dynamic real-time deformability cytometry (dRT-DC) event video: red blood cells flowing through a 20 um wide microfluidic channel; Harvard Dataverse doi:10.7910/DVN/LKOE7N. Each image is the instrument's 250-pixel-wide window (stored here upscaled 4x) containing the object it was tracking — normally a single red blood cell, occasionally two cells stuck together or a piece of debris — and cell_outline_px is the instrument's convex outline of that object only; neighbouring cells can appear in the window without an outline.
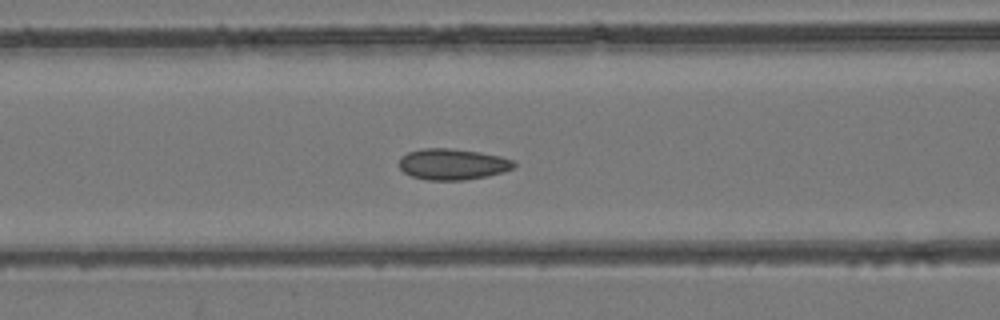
{"species": "common noctule bat (a hibernating species)", "species_latin": "Nyctalus noctula", "temperature_condition": "room temperature", "stored_images_in_passage": 49, "camera_frame_rate_fps": 3000, "um_per_image_px": 0.085, "animal": {"sex": "female", "body_mass_g": 24.6, "forearm_length_mm": 56.2}, "frame": {"image": 1, "passage_image": 21, "time_ms": 6.667, "image_size_px": [1000, 320], "cell_outline_px": [[516, 164], [512, 168], [504, 172], [488, 176], [464, 180], [428, 180], [412, 176], [404, 172], [400, 168], [400, 156], [408, 152], [420, 148], [448, 148], [476, 152], [500, 156], [512, 160]], "centroid_in_image_um": [38.45, 13.96], "position_along_channel_um": 128.2, "area_um2": 20.69}}
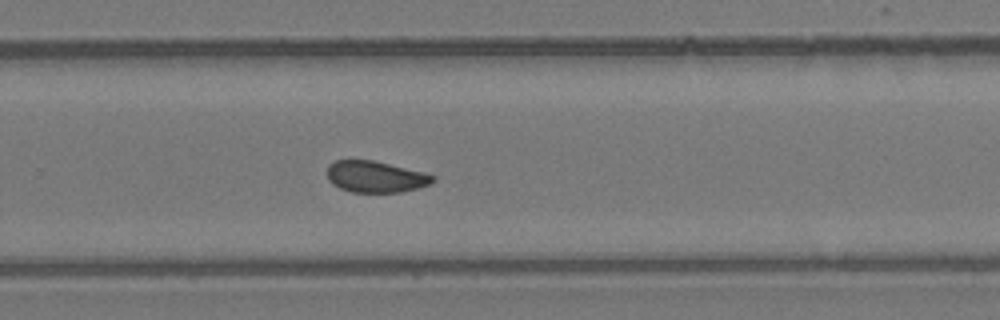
{"frame": {"image": 2, "passage_image": 33, "time_ms": 10.667, "image_size_px": [1000, 320], "cell_outline_px": [[436, 180], [428, 184], [416, 188], [400, 192], [352, 192], [340, 188], [332, 184], [328, 180], [328, 164], [336, 160], [372, 160], [424, 172], [436, 176]], "centroid_in_image_um": [31.91, 15.02], "position_along_channel_um": 297.9, "area_um2": 19.25}}
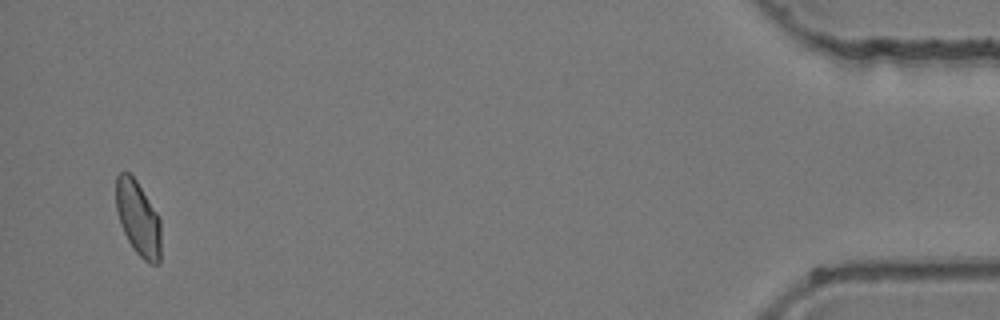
{"frame": {"image": 3, "passage_image": 48, "time_ms": 15.667, "image_size_px": [1000, 320], "cell_outline_px": [[160, 264], [148, 264], [132, 248], [120, 224], [116, 208], [116, 176], [120, 172], [128, 172], [136, 180], [156, 212], [160, 220]], "centroid_in_image_um": [11.73, 18.58], "position_along_channel_um": 423.5, "area_um2": 19.48}}